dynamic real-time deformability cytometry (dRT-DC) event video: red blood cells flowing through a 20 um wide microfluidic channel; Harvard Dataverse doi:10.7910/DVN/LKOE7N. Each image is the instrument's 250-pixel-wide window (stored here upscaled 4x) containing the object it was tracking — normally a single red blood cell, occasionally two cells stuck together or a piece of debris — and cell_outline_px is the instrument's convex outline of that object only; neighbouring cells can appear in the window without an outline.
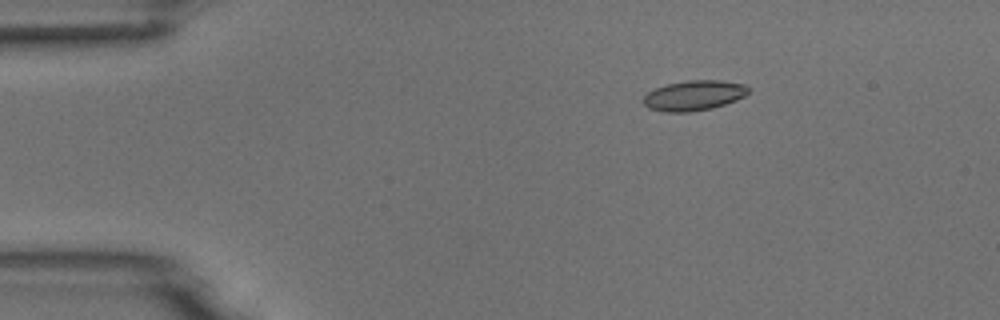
{"species": "common noctule bat (a hibernating species)", "species_latin": "Nyctalus noctula", "temperature_condition": "room temperature", "stored_images_in_passage": 4, "camera_frame_rate_fps": 3000, "um_per_image_px": 0.085, "animal": {"sex": "male", "body_mass_g": 18.8}, "frame": {"image": 1, "passage_image": 3, "time_ms": 2.0, "image_size_px": [1000, 320], "cell_outline_px": [[752, 88], [744, 96], [736, 100], [712, 108], [688, 112], [664, 112], [648, 108], [644, 104], [644, 96], [648, 92], [656, 88], [668, 84], [688, 80], [720, 80], [744, 84]], "centroid_in_image_um": [59.0, 8.11], "position_along_channel_um": 26.0, "area_um2": 18.38}}
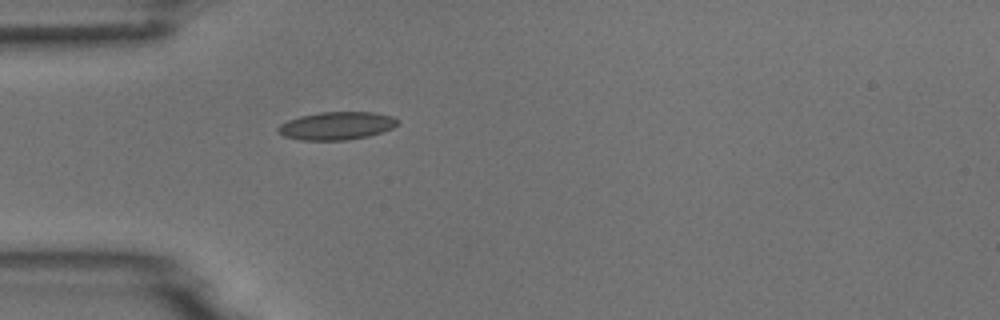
{"frame": {"image": 2, "passage_image": 4, "time_ms": 4.333, "image_size_px": [1000, 320], "cell_outline_px": [[400, 120], [392, 128], [368, 136], [348, 140], [300, 140], [284, 136], [276, 132], [276, 128], [280, 124], [288, 120], [300, 116], [320, 112], [372, 112], [392, 116]], "centroid_in_image_um": [28.57, 10.69], "position_along_channel_um": 56.4, "area_um2": 19.48}}